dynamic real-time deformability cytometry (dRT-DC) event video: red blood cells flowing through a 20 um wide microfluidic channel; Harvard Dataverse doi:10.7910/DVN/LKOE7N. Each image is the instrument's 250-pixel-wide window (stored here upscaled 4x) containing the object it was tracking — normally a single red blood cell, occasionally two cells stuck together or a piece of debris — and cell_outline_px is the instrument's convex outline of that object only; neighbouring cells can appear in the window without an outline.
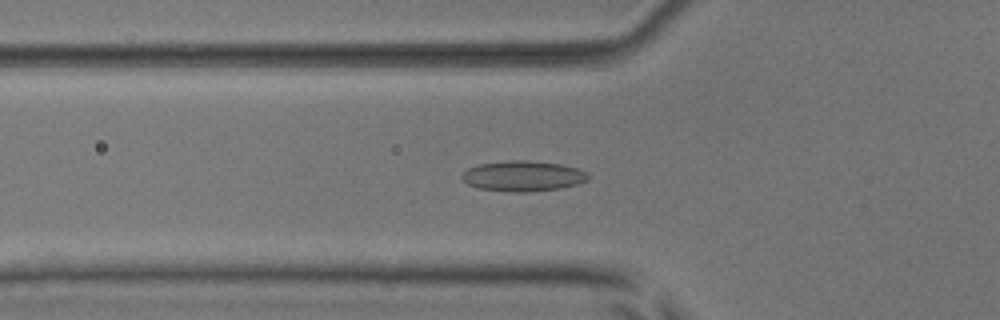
{"species": "common noctule bat (a hibernating species)", "species_latin": "Nyctalus noctula", "temperature_condition": "room temperature", "stored_images_in_passage": 54, "camera_frame_rate_fps": 3000, "um_per_image_px": 0.085, "animal": {"sex": "male", "body_mass_g": 17.9, "forearm_length_mm": 54.2}, "frame": {"image": 1, "passage_image": 19, "time_ms": 6.0, "image_size_px": [1000, 320], "cell_outline_px": [[592, 176], [588, 180], [580, 184], [560, 188], [524, 192], [508, 192], [480, 188], [468, 184], [460, 176], [468, 168], [480, 164], [508, 160], [524, 160], [560, 164], [580, 168], [588, 172]], "centroid_in_image_um": [44.52, 14.96], "position_along_channel_um": 81.3, "area_um2": 22.54}}
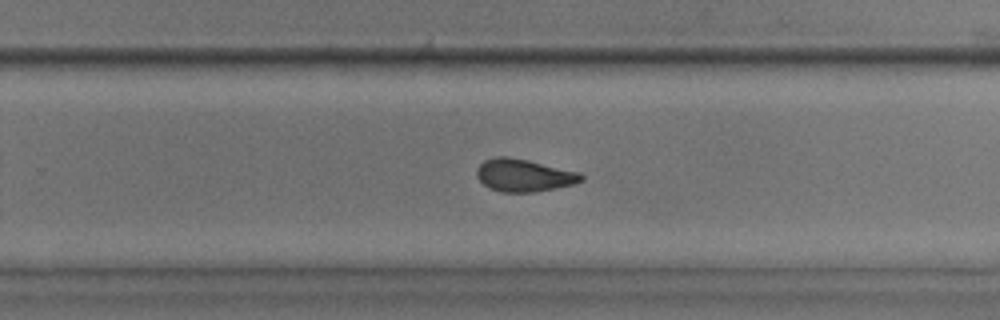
{"frame": {"image": 2, "passage_image": 35, "time_ms": 11.333, "image_size_px": [1000, 320], "cell_outline_px": [[584, 180], [576, 184], [556, 188], [532, 192], [500, 192], [488, 188], [476, 176], [476, 168], [484, 160], [496, 156], [508, 156], [528, 160], [580, 172], [584, 176]], "centroid_in_image_um": [44.53, 14.9], "position_along_channel_um": 285.3, "area_um2": 20.06}}
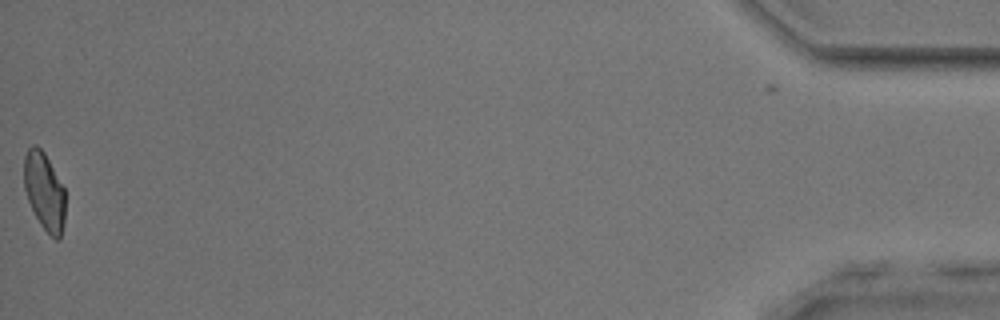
{"frame": {"image": 3, "passage_image": 54, "time_ms": 17.667, "image_size_px": [1000, 320], "cell_outline_px": [[64, 224], [60, 240], [56, 240], [40, 224], [28, 200], [24, 188], [24, 156], [28, 148], [32, 144], [36, 144], [44, 152], [64, 188]], "centroid_in_image_um": [3.76, 16.25], "position_along_channel_um": 431.4, "area_um2": 18.55}, "authors_computed_cell_mechanics": {"area_um2": 20.3167, "velocity_mm_per_s": 3.8309, "shape_relaxation_time_tau1_ms": 9.1614, "shape_relaxation_time_tau2_ms": 1.7488, "deformation_change_tau1": 0.1963, "deformation_change_tau2": 0.0796}}